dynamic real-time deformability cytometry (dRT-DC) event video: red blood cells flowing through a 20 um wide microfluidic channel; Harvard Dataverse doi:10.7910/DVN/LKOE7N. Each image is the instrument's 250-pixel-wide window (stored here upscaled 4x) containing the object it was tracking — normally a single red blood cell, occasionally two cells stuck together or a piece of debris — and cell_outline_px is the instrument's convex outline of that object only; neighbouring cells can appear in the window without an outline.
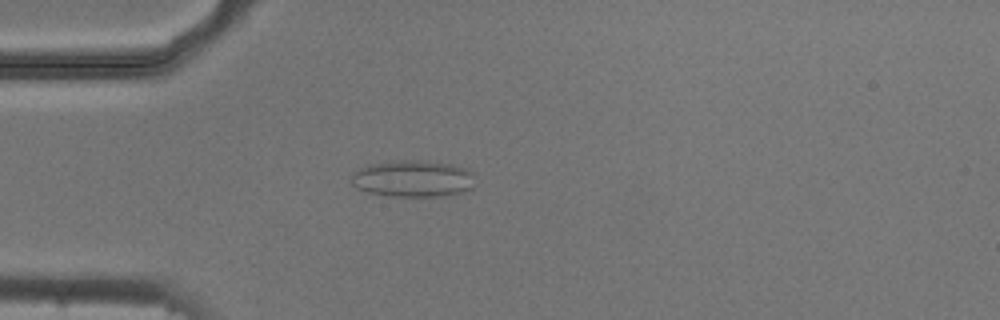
{"species": "common noctule bat (a hibernating species)", "species_latin": "Nyctalus noctula", "temperature_condition": "cold", "stored_images_in_passage": 25, "camera_frame_rate_fps": 3000, "um_per_image_px": 0.085, "animal": {"sex": "male", "body_mass_g": 20.5, "forearm_length_mm": 52.5}, "frame": {"image": 1, "passage_image": 3, "time_ms": 0.667, "image_size_px": [1000, 320], "cell_outline_px": [[472, 188], [464, 192], [440, 196], [388, 196], [368, 192], [356, 188], [352, 184], [352, 172], [368, 164], [392, 160], [424, 160], [452, 164], [464, 168], [472, 172]], "centroid_in_image_um": [35.06, 15.17], "position_along_channel_um": 49.9, "area_um2": 26.65}}
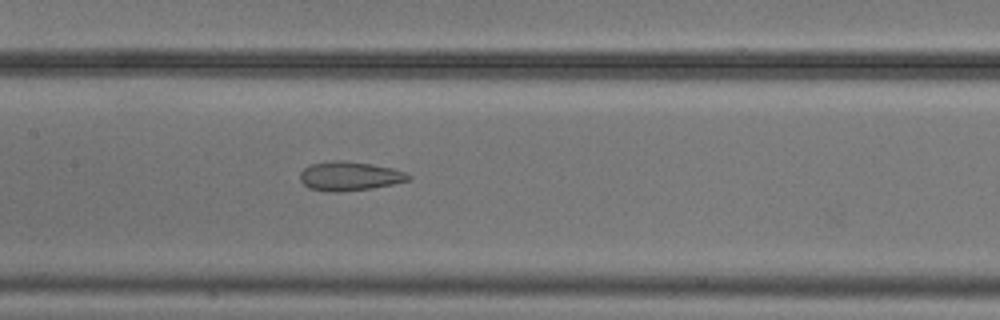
{"frame": {"image": 2, "passage_image": 14, "time_ms": 4.333, "image_size_px": [1000, 320], "cell_outline_px": [[412, 180], [372, 188], [336, 192], [324, 192], [308, 188], [300, 180], [300, 172], [304, 168], [312, 164], [332, 160], [344, 160], [372, 164], [392, 168], [408, 172], [412, 176]], "centroid_in_image_um": [29.73, 14.97], "position_along_channel_um": 177.7, "area_um2": 18.61}}
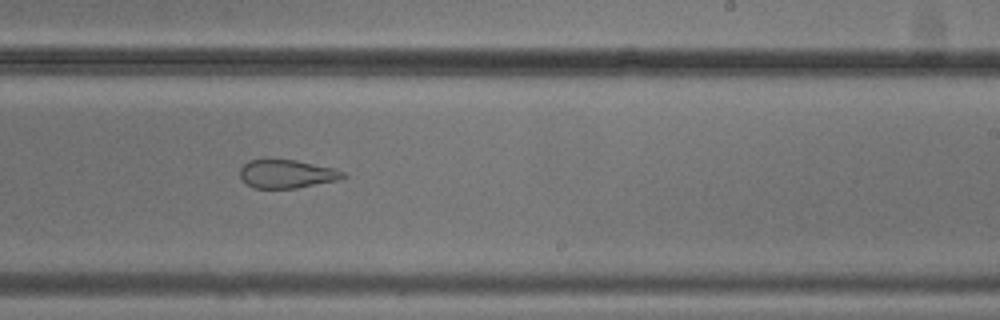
{"frame": {"image": 3, "passage_image": 21, "time_ms": 6.667, "image_size_px": [1000, 320], "cell_outline_px": [[348, 176], [336, 180], [296, 188], [256, 188], [248, 184], [240, 176], [240, 168], [248, 160], [264, 156], [296, 160], [332, 168], [344, 172]], "centroid_in_image_um": [24.31, 14.73], "position_along_channel_um": 264.7, "area_um2": 17.4}}